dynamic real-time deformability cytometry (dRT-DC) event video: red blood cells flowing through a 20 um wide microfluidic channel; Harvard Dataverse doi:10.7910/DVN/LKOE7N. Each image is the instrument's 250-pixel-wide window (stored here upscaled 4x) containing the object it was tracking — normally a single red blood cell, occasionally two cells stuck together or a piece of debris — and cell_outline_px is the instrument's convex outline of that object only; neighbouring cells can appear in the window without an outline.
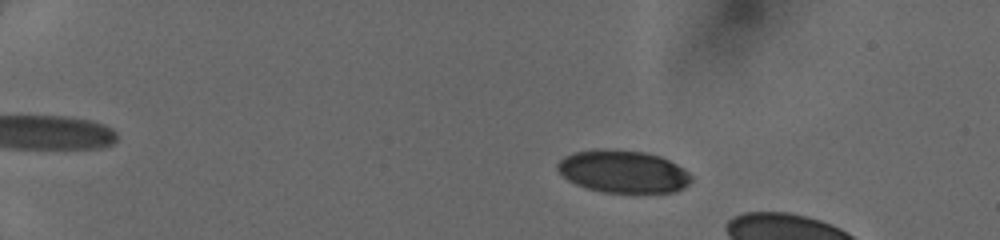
{"species": "human", "species_latin": "Homo sapiens", "temperature_condition": "cold", "stored_images_in_passage": 23, "camera_frame_rate_fps": 3000, "um_per_image_px": 0.085, "donor": {"sex": "female"}, "frame": {"image": 1, "passage_image": 11, "time_ms": 3.333, "image_size_px": [1000, 240], "cell_outline_px": [[692, 180], [684, 188], [676, 192], [604, 192], [588, 188], [576, 184], [568, 180], [556, 168], [556, 164], [564, 156], [572, 152], [596, 148], [612, 148], [644, 152], [660, 156], [684, 168], [692, 176]], "centroid_in_image_um": [52.95, 14.56], "position_along_channel_um": 32.0, "area_um2": 33.41}}
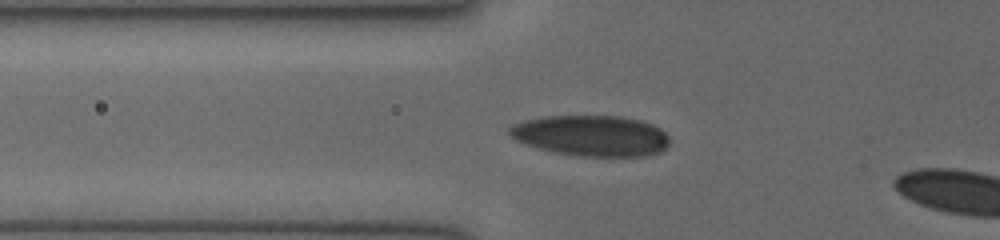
{"frame": {"image": 2, "passage_image": 21, "time_ms": 6.667, "image_size_px": [1000, 240], "cell_outline_px": [[668, 144], [660, 152], [644, 156], [580, 156], [552, 152], [516, 140], [508, 136], [508, 128], [524, 120], [540, 116], [620, 116], [640, 120], [652, 124], [660, 128], [668, 136]], "centroid_in_image_um": [50.24, 11.53], "position_along_channel_um": 75.6, "area_um2": 38.03}}